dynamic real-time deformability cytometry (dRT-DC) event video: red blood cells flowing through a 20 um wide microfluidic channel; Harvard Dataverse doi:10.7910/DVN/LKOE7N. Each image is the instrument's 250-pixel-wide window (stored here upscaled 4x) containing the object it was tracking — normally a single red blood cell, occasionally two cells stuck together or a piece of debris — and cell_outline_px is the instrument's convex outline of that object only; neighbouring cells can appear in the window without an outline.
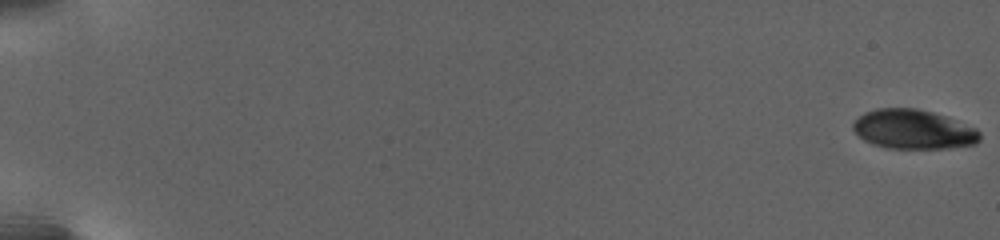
{"species": "human", "species_latin": "Homo sapiens", "temperature_condition": "warm", "stored_images_in_passage": 92, "camera_frame_rate_fps": 3000, "um_per_image_px": 0.085, "donor": {"sex": "female"}, "frame": {"image": 1, "passage_image": 1, "time_ms": 0.0, "image_size_px": [1000, 240], "cell_outline_px": [[980, 140], [976, 144], [948, 148], [888, 148], [872, 144], [864, 140], [852, 128], [852, 124], [864, 112], [876, 108], [916, 108], [932, 112], [944, 116], [976, 128], [980, 132]], "centroid_in_image_um": [77.63, 11.0], "position_along_channel_um": 7.4, "area_um2": 28.96}}
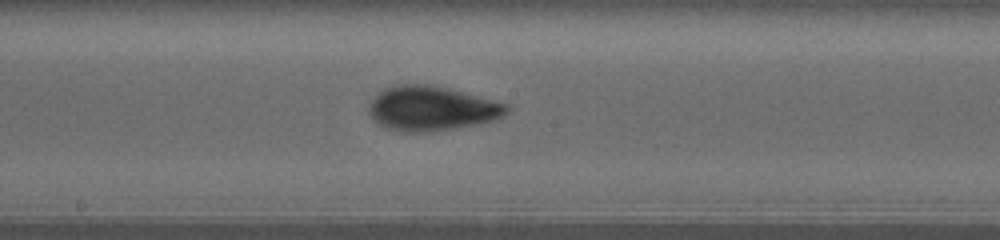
{"frame": {"image": 2, "passage_image": 49, "time_ms": 15.333, "image_size_px": [1000, 240], "cell_outline_px": [[508, 112], [496, 120], [480, 124], [424, 132], [404, 132], [388, 128], [380, 124], [368, 112], [368, 108], [372, 100], [384, 88], [396, 84], [428, 84], [448, 88], [508, 104]], "centroid_in_image_um": [36.7, 9.21], "position_along_channel_um": 211.5, "area_um2": 35.49}}
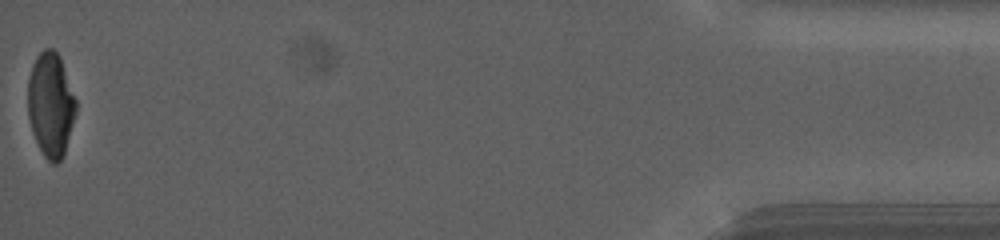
{"frame": {"image": 3, "passage_image": 92, "time_ms": 26.667, "image_size_px": [1000, 240], "cell_outline_px": [[76, 112], [64, 152], [60, 160], [56, 164], [52, 164], [44, 156], [32, 132], [28, 116], [28, 80], [32, 64], [36, 56], [44, 48], [52, 48], [60, 56], [76, 100]], "centroid_in_image_um": [4.3, 8.87], "position_along_channel_um": 430.9, "area_um2": 29.07}, "authors_computed_cell_mechanics": {"area_um2": 31.4432, "velocity_mm_per_s": 2.6685, "shape_relaxation_time_tau1_ms": 6.1743, "shape_relaxation_time_tau2_ms": 1.364, "deformation_change_tau1": 0.2013, "deformation_change_tau2": 0.0562}}